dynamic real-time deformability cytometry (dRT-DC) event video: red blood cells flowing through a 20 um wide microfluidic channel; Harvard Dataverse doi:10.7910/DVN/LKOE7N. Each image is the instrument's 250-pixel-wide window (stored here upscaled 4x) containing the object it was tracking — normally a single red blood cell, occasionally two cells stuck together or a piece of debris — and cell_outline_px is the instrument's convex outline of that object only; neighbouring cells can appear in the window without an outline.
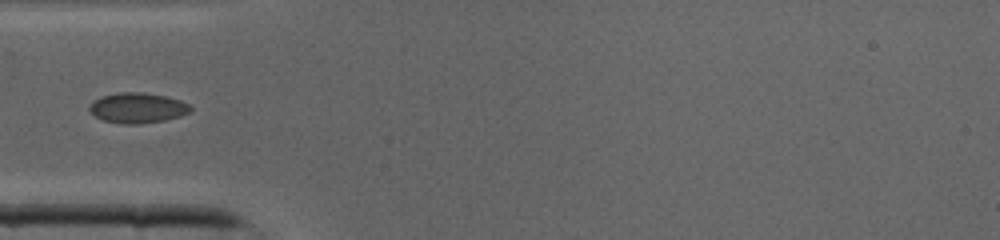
{"species": "common noctule bat (a hibernating species)", "species_latin": "Nyctalus noctula", "temperature_condition": "cold", "stored_images_in_passage": 30, "camera_frame_rate_fps": 3000, "um_per_image_px": 0.085, "animal": {"sex": "male", "body_mass_g": 19.0, "forearm_length_mm": 50.8}, "frame": {"image": 1, "passage_image": 1, "time_ms": 0.0, "image_size_px": [1000, 240], "cell_outline_px": [[192, 108], [188, 112], [180, 116], [164, 120], [140, 124], [120, 124], [104, 120], [96, 116], [88, 108], [96, 100], [104, 96], [120, 92], [144, 92], [164, 96], [180, 100], [188, 104]], "centroid_in_image_um": [11.71, 9.18], "position_along_channel_um": 73.3, "area_um2": 17.51}}
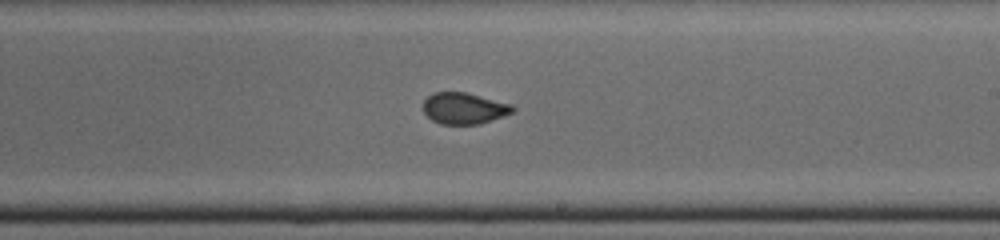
{"frame": {"image": 2, "passage_image": 12, "time_ms": 3.667, "image_size_px": [1000, 240], "cell_outline_px": [[516, 108], [512, 112], [480, 124], [440, 124], [432, 120], [424, 112], [424, 100], [432, 92], [468, 92], [512, 104]], "centroid_in_image_um": [39.44, 9.19], "position_along_channel_um": 249.6, "area_um2": 16.36}}
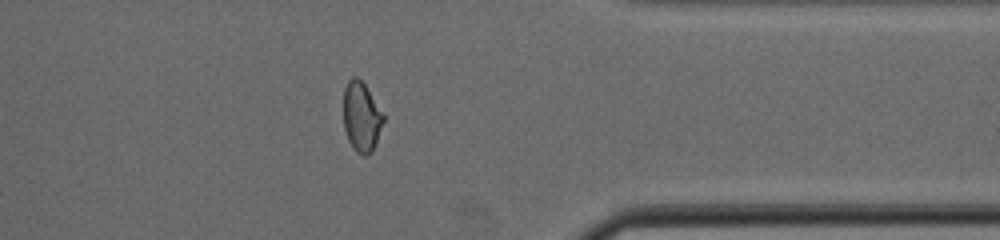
{"frame": {"image": 3, "passage_image": 21, "time_ms": 6.667, "image_size_px": [1000, 240], "cell_outline_px": [[384, 120], [372, 152], [364, 156], [356, 152], [352, 148], [348, 140], [344, 128], [344, 88], [348, 80], [352, 76], [356, 76], [364, 84], [384, 112]], "centroid_in_image_um": [30.72, 9.93], "position_along_channel_um": 380.7, "area_um2": 16.3}}